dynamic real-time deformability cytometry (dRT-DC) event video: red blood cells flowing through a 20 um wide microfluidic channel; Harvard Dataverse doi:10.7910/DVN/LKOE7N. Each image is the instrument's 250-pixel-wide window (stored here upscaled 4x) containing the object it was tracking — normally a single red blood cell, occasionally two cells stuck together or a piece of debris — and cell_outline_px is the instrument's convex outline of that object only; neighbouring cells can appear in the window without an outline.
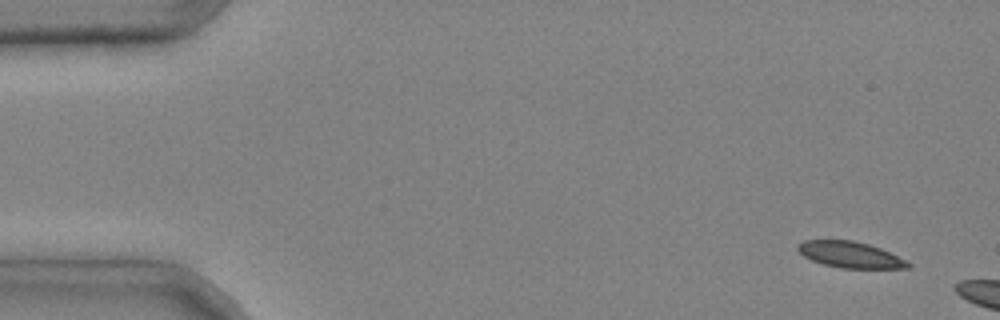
{"species": "common noctule bat (a hibernating species)", "species_latin": "Nyctalus noctula", "temperature_condition": "cold", "stored_images_in_passage": 3, "camera_frame_rate_fps": 3000, "um_per_image_px": 0.085, "animal": {"sex": "male", "body_mass_g": 20.4}, "frame": {"image": 1, "passage_image": 1, "time_ms": 0.0, "image_size_px": [1000, 320], "cell_outline_px": [[912, 264], [908, 268], [840, 268], [824, 264], [812, 260], [804, 256], [796, 248], [796, 244], [804, 240], [852, 240], [868, 244], [880, 248]], "centroid_in_image_um": [72.22, 21.64], "position_along_channel_um": 12.8, "area_um2": 16.59}}